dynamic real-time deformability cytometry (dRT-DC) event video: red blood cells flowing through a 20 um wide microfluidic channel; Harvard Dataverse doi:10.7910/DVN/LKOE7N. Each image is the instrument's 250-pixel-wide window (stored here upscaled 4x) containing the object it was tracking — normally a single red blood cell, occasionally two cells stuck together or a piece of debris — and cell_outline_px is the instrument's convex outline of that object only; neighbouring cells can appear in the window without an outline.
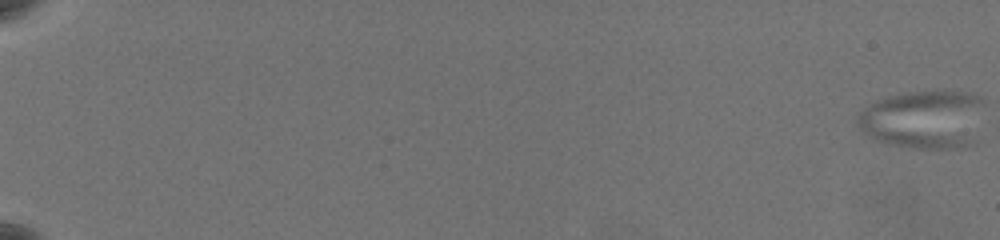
{"species": "common noctule bat (a hibernating species)", "species_latin": "Nyctalus noctula", "temperature_condition": "warm", "stored_images_in_passage": 66, "camera_frame_rate_fps": 3000, "um_per_image_px": 0.085, "animal": {"sex": "female", "body_mass_g": 19.5, "forearm_length_mm": 54.1}, "frame": {"image": 1, "passage_image": 1, "time_ms": 0.0, "image_size_px": [1000, 240], "cell_outline_px": [[984, 104], [968, 144], [964, 148], [912, 148], [888, 144], [876, 140], [864, 132], [856, 120], [860, 112], [876, 100], [892, 96], [920, 92], [956, 92], [980, 96]], "centroid_in_image_um": [78.45, 10.16], "position_along_channel_um": 6.5, "area_um2": 41.79}}
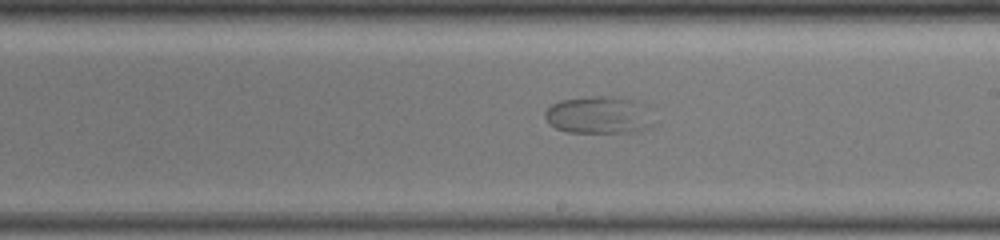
{"frame": {"image": 2, "passage_image": 43, "time_ms": 14.0, "image_size_px": [1000, 240], "cell_outline_px": [[644, 128], [632, 132], [568, 132], [556, 128], [548, 124], [544, 116], [544, 112], [552, 104], [560, 100], [592, 96], [612, 96], [628, 100]], "centroid_in_image_um": [50.44, 9.79], "position_along_channel_um": 238.6, "area_um2": 21.15}}
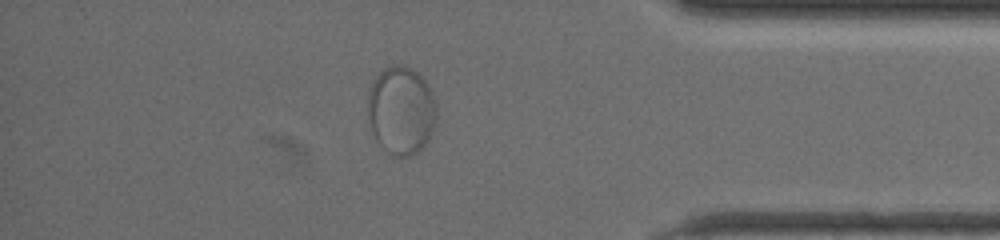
{"frame": {"image": 3, "passage_image": 59, "time_ms": 19.333, "image_size_px": [1000, 240], "cell_outline_px": [[436, 116], [432, 132], [424, 148], [412, 156], [392, 156], [376, 140], [372, 132], [368, 116], [368, 96], [372, 84], [376, 76], [384, 68], [392, 64], [404, 64], [412, 68], [428, 84], [436, 104]], "centroid_in_image_um": [34.11, 9.39], "position_along_channel_um": 401.1, "area_um2": 35.55}}